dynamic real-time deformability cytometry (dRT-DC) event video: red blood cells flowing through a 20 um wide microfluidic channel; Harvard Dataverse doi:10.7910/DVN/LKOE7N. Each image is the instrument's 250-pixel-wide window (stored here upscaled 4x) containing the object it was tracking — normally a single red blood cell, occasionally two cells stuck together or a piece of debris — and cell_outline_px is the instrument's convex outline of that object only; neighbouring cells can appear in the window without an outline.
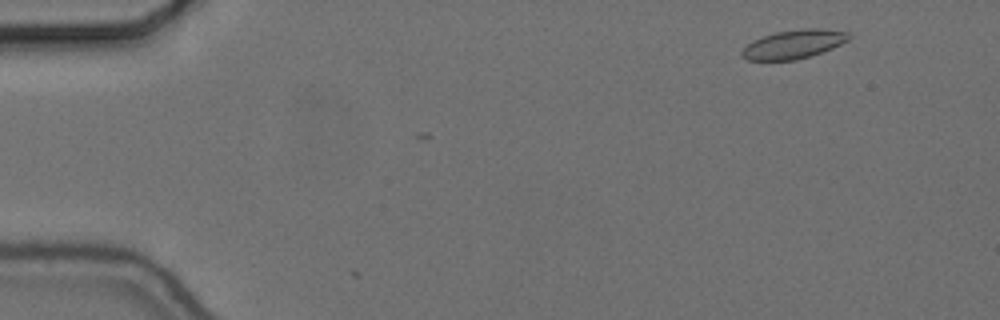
{"species": "common noctule bat (a hibernating species)", "species_latin": "Nyctalus noctula", "temperature_condition": "cold", "stored_images_in_passage": 2, "camera_frame_rate_fps": 3000, "um_per_image_px": 0.085, "animal": {"sex": "female", "body_mass_g": 24.6, "forearm_length_mm": 56.2}, "frame": {"image": 1, "passage_image": 1, "time_ms": 0.0, "image_size_px": [1000, 320], "cell_outline_px": [[852, 36], [848, 40], [832, 48], [812, 56], [796, 60], [748, 60], [740, 56], [740, 52], [752, 40], [776, 32], [800, 28], [820, 28], [848, 32]], "centroid_in_image_um": [67.46, 3.76], "position_along_channel_um": 17.5, "area_um2": 18.03}}